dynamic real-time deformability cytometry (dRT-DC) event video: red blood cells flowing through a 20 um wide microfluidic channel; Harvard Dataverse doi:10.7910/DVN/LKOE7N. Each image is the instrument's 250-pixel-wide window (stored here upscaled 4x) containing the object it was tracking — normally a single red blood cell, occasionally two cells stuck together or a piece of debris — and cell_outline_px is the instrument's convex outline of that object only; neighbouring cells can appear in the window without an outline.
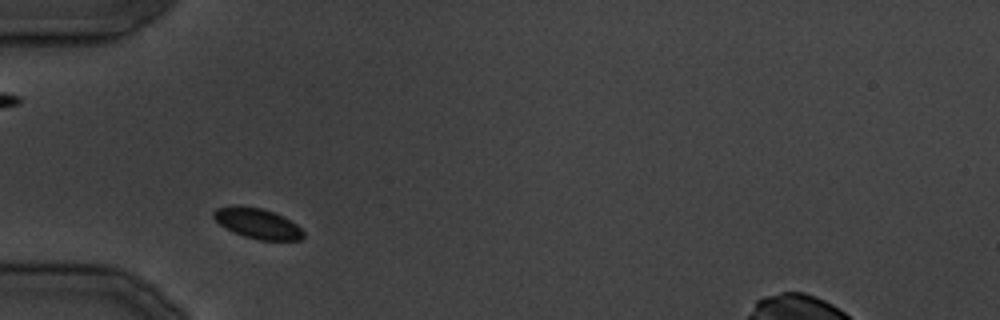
{"species": "common noctule bat (a hibernating species)", "species_latin": "Nyctalus noctula", "temperature_condition": "cold", "stored_images_in_passage": 27, "camera_frame_rate_fps": 3000, "um_per_image_px": 0.085, "animal": {"sex": "male", "body_mass_g": 19.5, "forearm_length_mm": 54.6}, "frame": {"image": 1, "passage_image": 1, "time_ms": 0.0, "image_size_px": [1000, 320], "cell_outline_px": [[304, 236], [300, 240], [260, 240], [244, 236], [220, 224], [212, 216], [212, 212], [216, 208], [260, 208], [284, 216], [296, 224], [304, 232]], "centroid_in_image_um": [21.96, 19.03], "position_along_channel_um": 63.0, "area_um2": 15.14}}
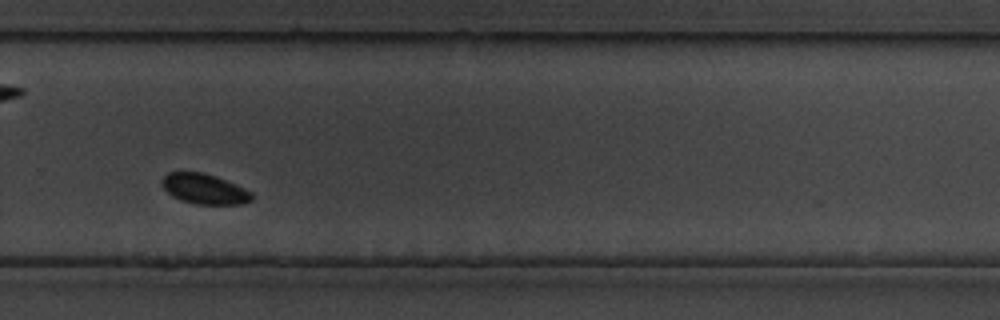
{"frame": {"image": 2, "passage_image": 15, "time_ms": 17.0, "image_size_px": [1000, 320], "cell_outline_px": [[252, 200], [240, 204], [196, 204], [180, 200], [172, 196], [160, 184], [160, 180], [168, 172], [204, 172], [216, 176], [236, 184], [252, 192]], "centroid_in_image_um": [17.35, 16.05], "position_along_channel_um": 312.5, "area_um2": 15.9}}
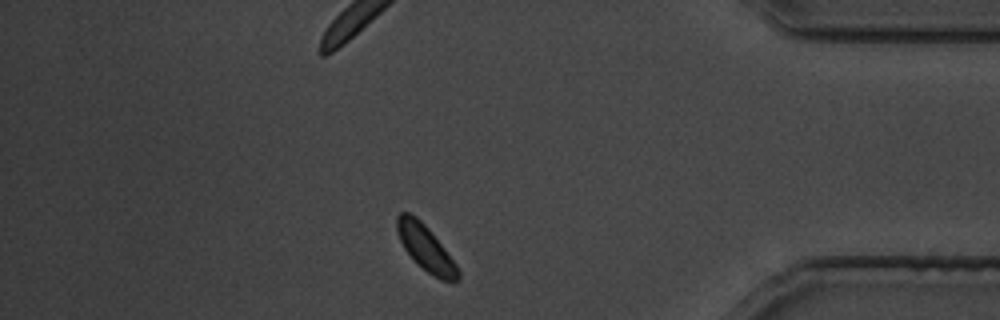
{"frame": {"image": 3, "passage_image": 21, "time_ms": 24.667, "image_size_px": [1000, 320], "cell_outline_px": [[460, 280], [440, 280], [416, 264], [404, 248], [396, 232], [396, 216], [400, 212], [408, 212], [416, 216], [428, 228], [456, 264], [460, 272]], "centroid_in_image_um": [36.15, 21.07], "position_along_channel_um": 399.1, "area_um2": 16.13}}